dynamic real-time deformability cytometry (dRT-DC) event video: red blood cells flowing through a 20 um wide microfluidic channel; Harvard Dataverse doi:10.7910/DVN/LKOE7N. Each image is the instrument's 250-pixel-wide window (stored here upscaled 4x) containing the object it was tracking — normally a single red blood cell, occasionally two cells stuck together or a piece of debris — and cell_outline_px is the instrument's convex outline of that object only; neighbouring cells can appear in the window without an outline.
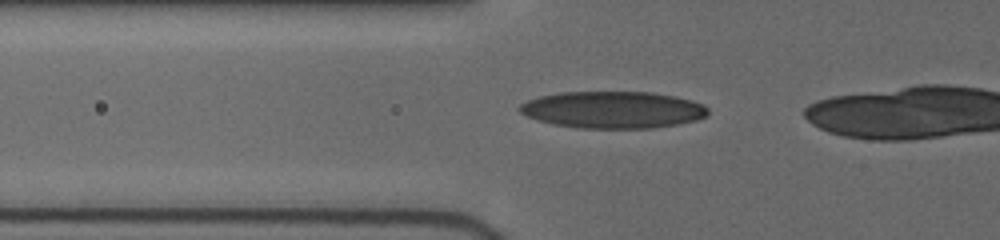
{"species": "human", "species_latin": "Homo sapiens", "temperature_condition": "cold", "stored_images_in_passage": 21, "segment_of_instrument_passage": [1, 2], "camera_frame_rate_fps": 3000, "um_per_image_px": 0.085, "donor": {"sex": "female"}, "frame": {"image": 1, "passage_image": 10, "time_ms": 3.0, "image_size_px": [1000, 240], "cell_outline_px": [[708, 116], [696, 120], [680, 124], [652, 128], [576, 128], [552, 124], [528, 116], [520, 112], [516, 108], [520, 104], [528, 100], [540, 96], [560, 92], [652, 92], [692, 100], [704, 104], [708, 108]], "centroid_in_image_um": [52.11, 9.33], "position_along_channel_um": 73.7, "area_um2": 40.69}}
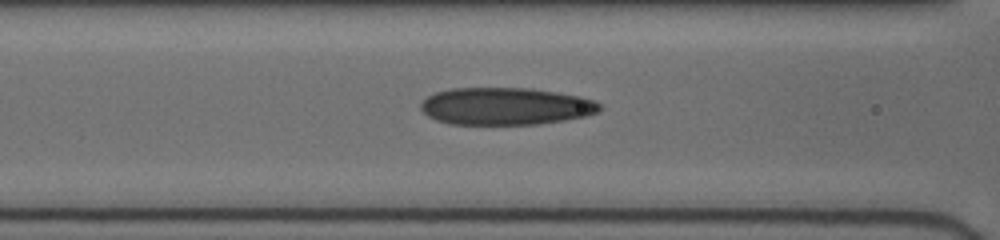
{"frame": {"image": 2, "passage_image": 14, "time_ms": 4.333, "image_size_px": [1000, 240], "cell_outline_px": [[600, 108], [596, 112], [584, 116], [564, 120], [536, 124], [448, 124], [436, 120], [428, 116], [420, 108], [420, 104], [428, 96], [436, 92], [452, 88], [532, 88], [580, 96], [592, 100], [600, 104]], "centroid_in_image_um": [42.94, 9.03], "position_along_channel_um": 123.7, "area_um2": 38.73}}
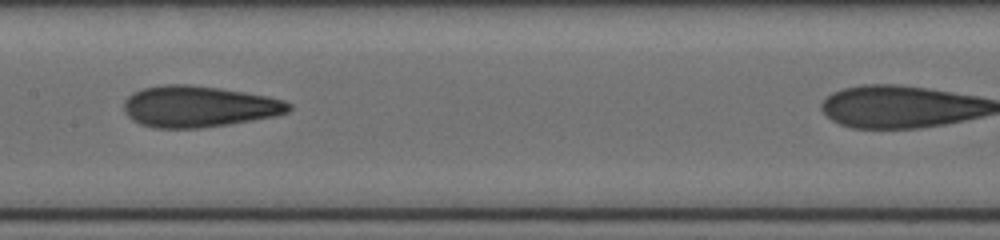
{"frame": {"image": 3, "passage_image": 19, "time_ms": 6.0, "image_size_px": [1000, 240], "cell_outline_px": [[292, 108], [288, 112], [276, 116], [228, 124], [200, 128], [156, 128], [140, 124], [132, 120], [124, 112], [124, 100], [132, 92], [144, 88], [164, 84], [188, 84], [220, 88], [268, 96], [284, 100], [292, 104]], "centroid_in_image_um": [16.89, 9.05], "position_along_channel_um": 190.5, "area_um2": 39.82}}